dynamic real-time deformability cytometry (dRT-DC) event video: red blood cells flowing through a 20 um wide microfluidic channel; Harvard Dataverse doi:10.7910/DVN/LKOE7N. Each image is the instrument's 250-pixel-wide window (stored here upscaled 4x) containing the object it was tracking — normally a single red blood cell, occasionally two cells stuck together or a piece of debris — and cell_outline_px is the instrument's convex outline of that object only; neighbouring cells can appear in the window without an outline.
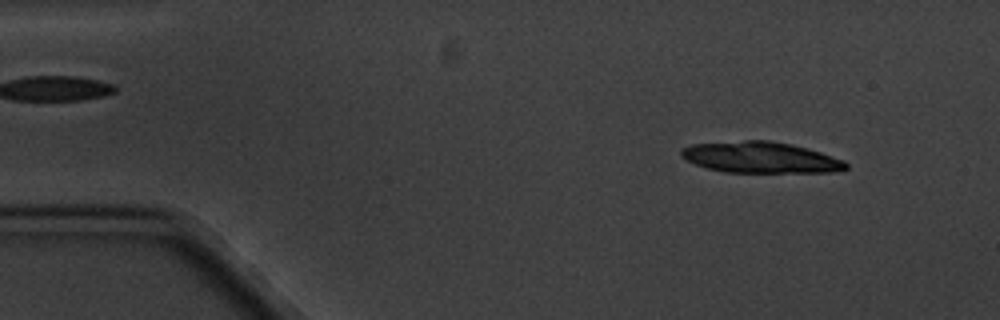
{"species": "common noctule bat (a hibernating species)", "species_latin": "Nyctalus noctula", "temperature_condition": "cold", "stored_images_in_passage": 4, "camera_frame_rate_fps": 3000, "um_per_image_px": 0.085, "animal": {"sex": "male", "body_mass_g": 20.1, "forearm_length_mm": 53.5}, "frame": {"image": 1, "passage_image": 1, "time_ms": 0.0, "image_size_px": [1000, 320], "cell_outline_px": [[848, 168], [840, 172], [724, 172], [708, 168], [696, 164], [680, 156], [680, 148], [692, 144], [744, 140], [768, 140], [792, 144], [820, 152], [844, 160], [848, 164]], "centroid_in_image_um": [64.66, 13.38], "position_along_channel_um": 20.3, "area_um2": 29.94}}